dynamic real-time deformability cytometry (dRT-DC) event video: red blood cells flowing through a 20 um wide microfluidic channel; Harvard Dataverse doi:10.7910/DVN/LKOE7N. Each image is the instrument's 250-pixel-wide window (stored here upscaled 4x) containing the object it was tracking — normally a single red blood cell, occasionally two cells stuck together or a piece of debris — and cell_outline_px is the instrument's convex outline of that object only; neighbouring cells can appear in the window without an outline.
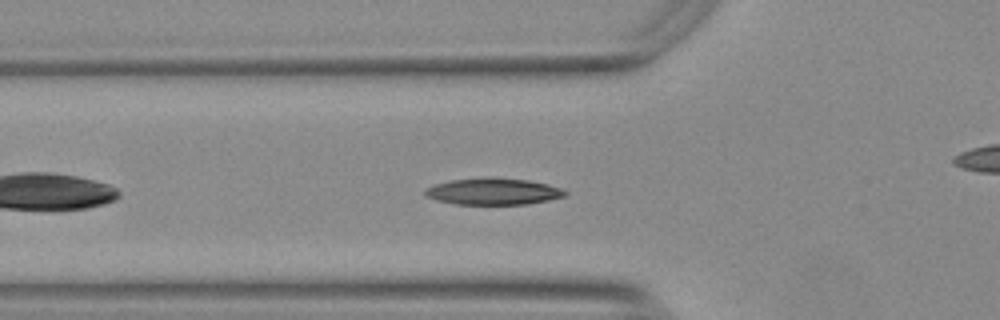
{"species": "Egyptian fruit bat (a non-hibernating species)", "species_latin": "Rousettus aegyptiacus", "temperature_condition": "warm", "stored_images_in_passage": 36, "camera_frame_rate_fps": 3000, "um_per_image_px": 0.085, "animal": {"sex": "female"}, "frame": {"image": 1, "passage_image": 8, "time_ms": 2.333, "image_size_px": [1000, 320], "cell_outline_px": [[568, 192], [564, 196], [548, 200], [528, 204], [456, 204], [436, 200], [424, 196], [424, 188], [436, 184], [452, 180], [484, 176], [488, 176], [528, 180], [548, 184], [560, 188]], "centroid_in_image_um": [41.89, 16.26], "position_along_channel_um": 83.9, "area_um2": 21.91}}
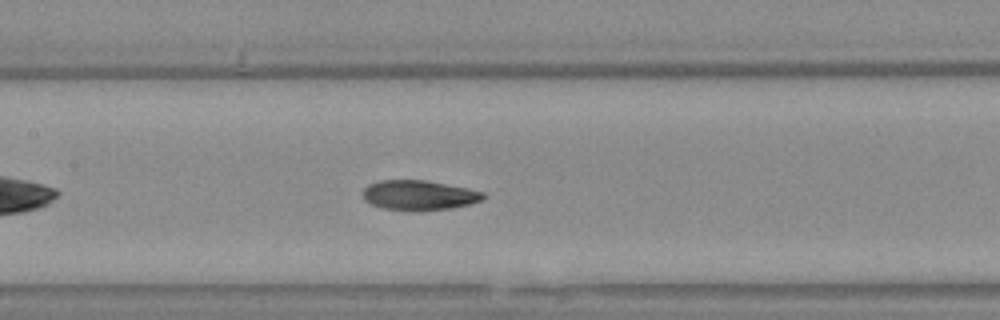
{"frame": {"image": 2, "passage_image": 15, "time_ms": 4.667, "image_size_px": [1000, 320], "cell_outline_px": [[484, 196], [480, 200], [468, 204], [448, 208], [420, 212], [384, 208], [372, 204], [364, 200], [360, 196], [360, 192], [368, 184], [380, 180], [424, 180], [484, 192]], "centroid_in_image_um": [35.5, 16.6], "position_along_channel_um": 171.9, "area_um2": 20.87}}
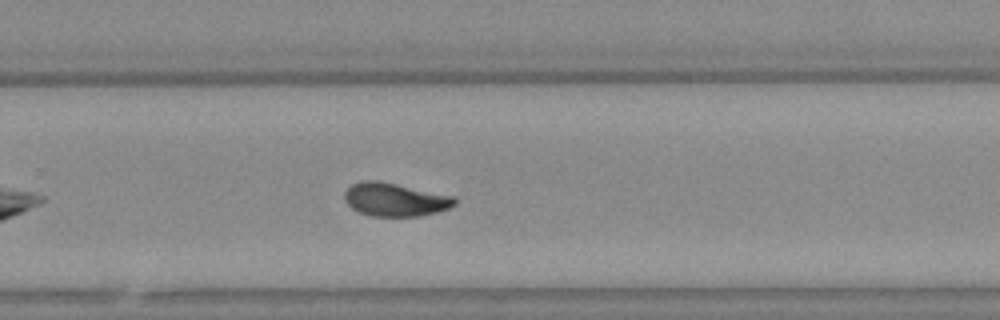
{"frame": {"image": 3, "passage_image": 25, "time_ms": 8.0, "image_size_px": [1000, 320], "cell_outline_px": [[456, 204], [448, 208], [436, 212], [416, 216], [372, 216], [360, 212], [352, 208], [344, 200], [344, 192], [352, 184], [364, 180], [376, 180], [452, 196], [456, 200]], "centroid_in_image_um": [33.53, 16.96], "position_along_channel_um": 296.3, "area_um2": 20.98}, "authors_computed_cell_mechanics": {"area_um2": 21.1259, "velocity_mm_per_s": 3.7467, "shape_relaxation_time_tau1_ms": 4.6126, "shape_relaxation_time_tau2_ms": 2.8671, "deformation_change_tau1": 0.1807, "deformation_change_tau2": 0.0722}}